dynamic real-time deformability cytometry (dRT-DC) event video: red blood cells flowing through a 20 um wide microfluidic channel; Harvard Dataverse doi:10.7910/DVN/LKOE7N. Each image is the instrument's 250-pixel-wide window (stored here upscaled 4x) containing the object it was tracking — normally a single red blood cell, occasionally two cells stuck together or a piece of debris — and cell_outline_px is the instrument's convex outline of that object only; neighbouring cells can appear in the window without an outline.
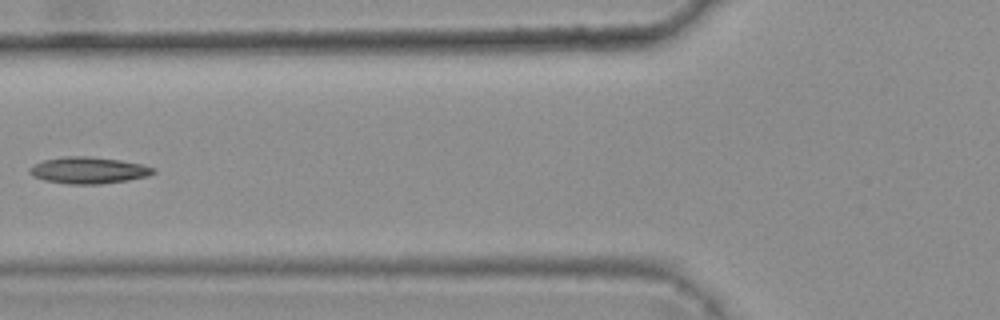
{"species": "common noctule bat (a hibernating species)", "species_latin": "Nyctalus noctula", "temperature_condition": "warm", "stored_images_in_passage": 8, "camera_frame_rate_fps": 3000, "um_per_image_px": 0.085, "animal": {"sex": "female", "body_mass_g": 25.1}, "frame": {"image": 1, "passage_image": 6, "time_ms": 1.667, "image_size_px": [1000, 320], "cell_outline_px": [[156, 172], [148, 176], [128, 180], [100, 184], [68, 184], [44, 180], [32, 176], [28, 172], [36, 164], [44, 160], [60, 156], [88, 156], [120, 160], [140, 164], [152, 168]], "centroid_in_image_um": [7.51, 14.47], "position_along_channel_um": 118.3, "area_um2": 19.02}}
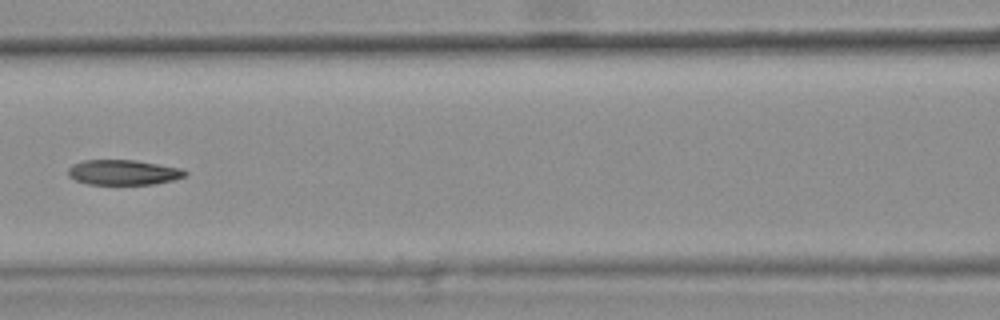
{"frame": {"image": 2, "passage_image": 7, "time_ms": 2.0, "image_size_px": [1000, 320], "cell_outline_px": [[188, 176], [172, 180], [152, 184], [88, 184], [76, 180], [68, 176], [68, 168], [72, 164], [84, 160], [136, 160], [180, 168], [188, 172]], "centroid_in_image_um": [10.48, 14.65], "position_along_channel_um": 156.1, "area_um2": 17.11}}